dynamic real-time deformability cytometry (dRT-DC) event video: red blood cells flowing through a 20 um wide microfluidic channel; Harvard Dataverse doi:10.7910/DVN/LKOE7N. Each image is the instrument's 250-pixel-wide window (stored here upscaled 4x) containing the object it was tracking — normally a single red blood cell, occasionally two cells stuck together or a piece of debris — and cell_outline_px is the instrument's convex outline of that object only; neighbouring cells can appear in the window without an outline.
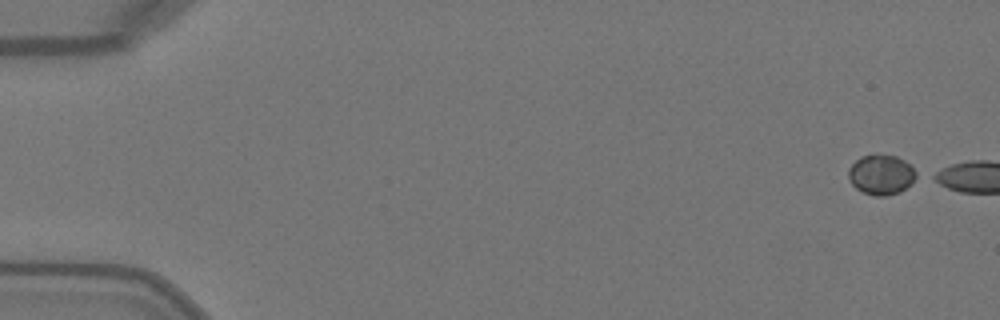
{"species": "Egyptian fruit bat (a non-hibernating species)", "species_latin": "Rousettus aegyptiacus", "temperature_condition": "warm", "stored_images_in_passage": 4, "camera_frame_rate_fps": 3000, "um_per_image_px": 0.085, "animal": {"sex": "female"}, "frame": {"image": 1, "passage_image": 1, "time_ms": 0.0, "image_size_px": [1000, 320], "cell_outline_px": [[920, 176], [900, 192], [884, 196], [876, 196], [864, 192], [856, 188], [852, 184], [848, 176], [848, 168], [860, 156], [872, 152], [896, 156], [904, 160], [920, 172]], "centroid_in_image_um": [74.93, 14.8], "position_along_channel_um": 10.1, "area_um2": 16.3}}